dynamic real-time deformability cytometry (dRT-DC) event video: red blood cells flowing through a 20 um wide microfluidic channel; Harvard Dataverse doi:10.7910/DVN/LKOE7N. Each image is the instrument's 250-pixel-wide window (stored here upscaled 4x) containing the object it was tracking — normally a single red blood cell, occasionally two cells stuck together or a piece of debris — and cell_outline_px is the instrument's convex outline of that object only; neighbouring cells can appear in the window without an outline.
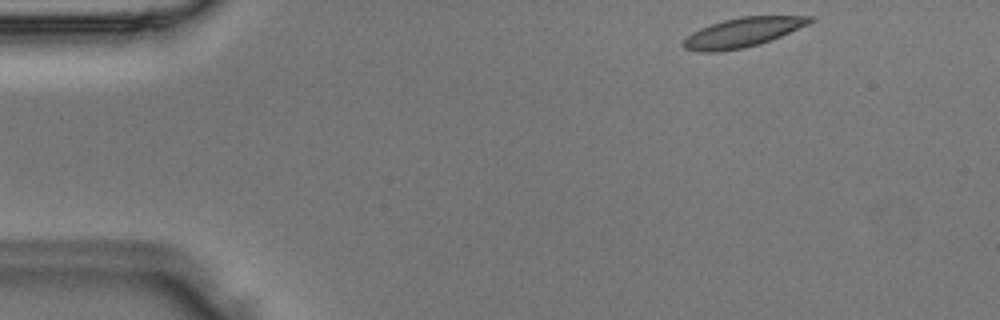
{"species": "Egyptian fruit bat (a non-hibernating species)", "species_latin": "Rousettus aegyptiacus", "temperature_condition": "room temperature", "stored_images_in_passage": 43, "camera_frame_rate_fps": 3000, "um_per_image_px": 0.085, "animal": {"sex": "male"}, "frame": {"image": 1, "passage_image": 1, "time_ms": 0.0, "image_size_px": [1000, 320], "cell_outline_px": [[816, 20], [808, 24], [780, 36], [760, 44], [744, 48], [716, 52], [700, 52], [684, 48], [680, 44], [692, 32], [700, 28], [724, 20], [740, 16], [816, 16]], "centroid_in_image_um": [63.12, 2.75], "position_along_channel_um": 21.9, "area_um2": 21.62}}
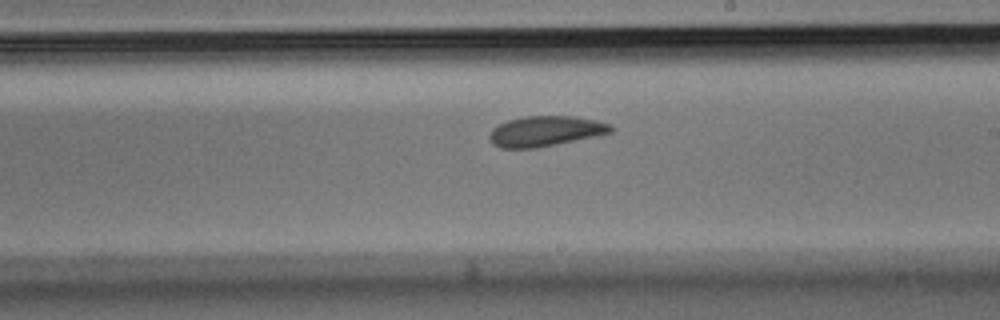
{"frame": {"image": 2, "passage_image": 23, "time_ms": 7.333, "image_size_px": [1000, 320], "cell_outline_px": [[612, 132], [556, 144], [536, 148], [500, 148], [488, 136], [492, 128], [508, 120], [528, 116], [572, 116], [596, 120], [608, 124], [612, 128]], "centroid_in_image_um": [46.34, 11.14], "position_along_channel_um": 242.7, "area_um2": 20.98}}
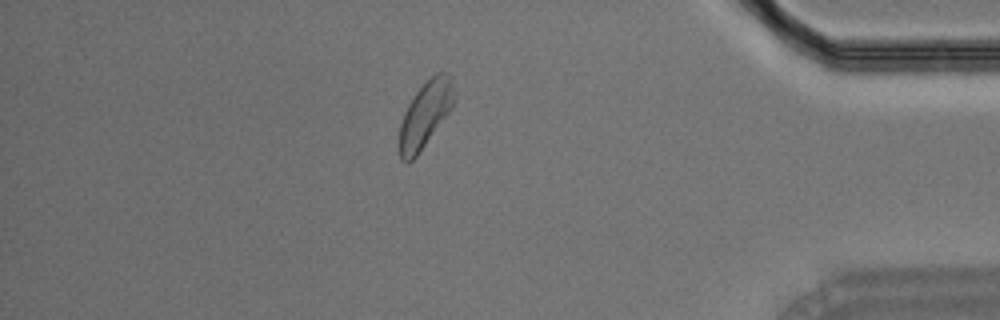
{"frame": {"image": 3, "passage_image": 37, "time_ms": 12.0, "image_size_px": [1000, 320], "cell_outline_px": [[456, 100], [448, 112], [416, 156], [408, 164], [404, 164], [400, 160], [400, 124], [404, 112], [408, 104], [416, 92], [436, 72], [448, 72], [452, 76], [456, 96]], "centroid_in_image_um": [36.16, 9.7], "position_along_channel_um": 399.0, "area_um2": 20.87}}